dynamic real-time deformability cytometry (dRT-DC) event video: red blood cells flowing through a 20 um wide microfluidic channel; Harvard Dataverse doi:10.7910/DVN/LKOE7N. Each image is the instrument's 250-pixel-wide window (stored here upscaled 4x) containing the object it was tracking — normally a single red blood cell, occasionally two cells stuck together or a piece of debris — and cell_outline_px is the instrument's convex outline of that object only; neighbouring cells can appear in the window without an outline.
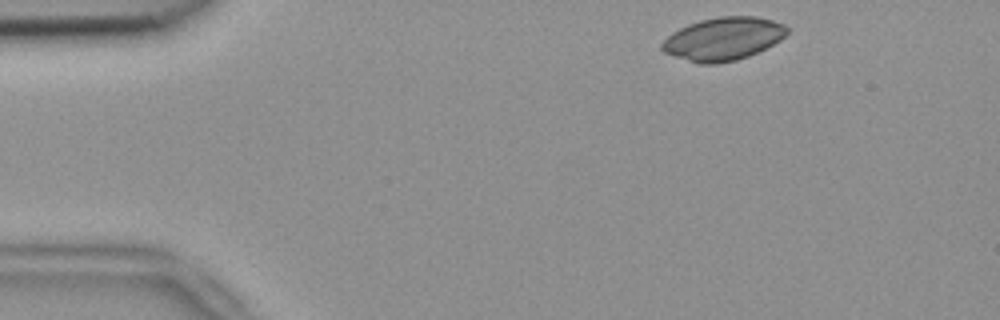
{"species": "common noctule bat (a hibernating species)", "species_latin": "Nyctalus noctula", "temperature_condition": "room temperature", "stored_images_in_passage": 48, "camera_frame_rate_fps": 3000, "um_per_image_px": 0.085, "animal": {"sex": "female", "body_mass_g": 18.4}, "frame": {"image": 1, "passage_image": 2, "time_ms": 0.333, "image_size_px": [1000, 320], "cell_outline_px": [[788, 32], [780, 40], [748, 56], [736, 60], [716, 64], [700, 64], [664, 52], [660, 48], [660, 44], [672, 32], [688, 24], [700, 20], [720, 16], [756, 16], [772, 20], [784, 24], [788, 28]], "centroid_in_image_um": [61.46, 3.29], "position_along_channel_um": 23.5, "area_um2": 31.15}}
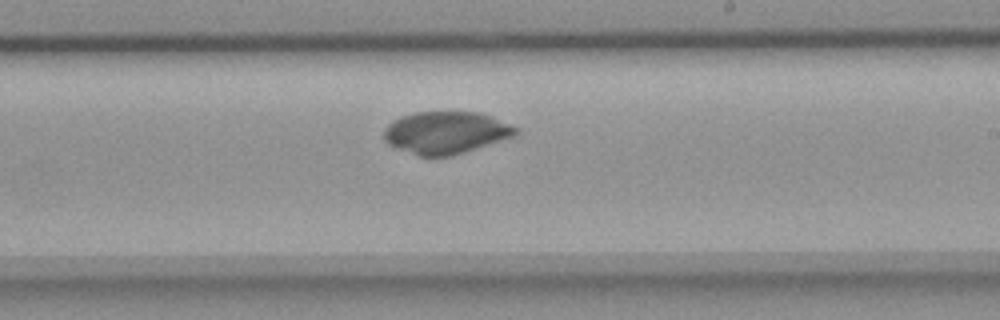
{"frame": {"image": 2, "passage_image": 26, "time_ms": 8.333, "image_size_px": [1000, 320], "cell_outline_px": [[520, 132], [512, 136], [452, 156], [420, 156], [396, 148], [388, 144], [384, 140], [384, 128], [392, 120], [400, 116], [416, 112], [476, 112], [492, 116], [520, 128]], "centroid_in_image_um": [37.87, 11.26], "position_along_channel_um": 251.1, "area_um2": 32.43}}
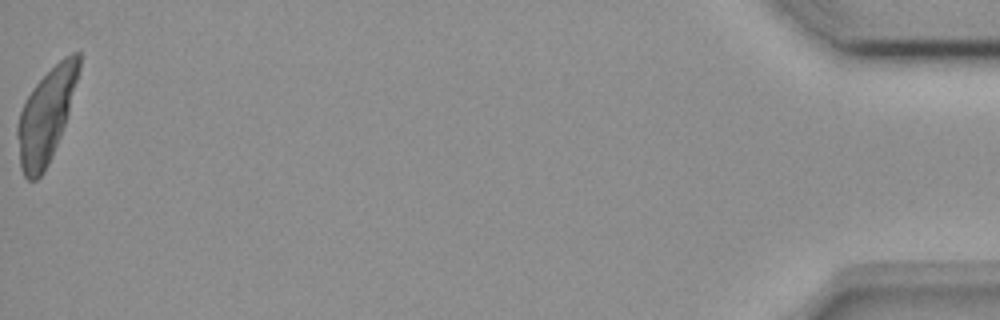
{"frame": {"image": 3, "passage_image": 48, "time_ms": 15.667, "image_size_px": [1000, 320], "cell_outline_px": [[80, 68], [68, 112], [60, 136], [52, 156], [44, 172], [36, 180], [28, 180], [24, 176], [20, 168], [16, 136], [16, 128], [20, 112], [32, 88], [64, 56], [72, 52], [80, 52]], "centroid_in_image_um": [3.89, 9.86], "position_along_channel_um": 431.3, "area_um2": 33.06}}